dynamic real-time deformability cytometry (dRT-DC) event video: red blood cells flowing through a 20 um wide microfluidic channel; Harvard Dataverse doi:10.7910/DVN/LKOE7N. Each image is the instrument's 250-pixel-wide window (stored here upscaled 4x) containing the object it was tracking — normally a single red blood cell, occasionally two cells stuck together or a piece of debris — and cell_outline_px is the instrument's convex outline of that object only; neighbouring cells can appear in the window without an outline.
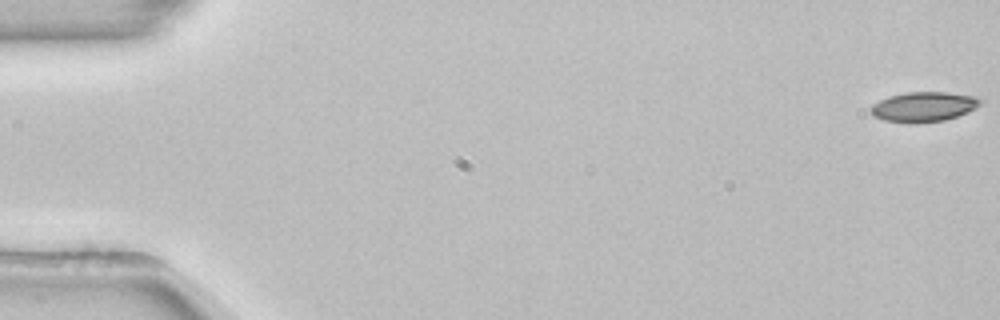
{"species": "common noctule bat (a hibernating species)", "species_latin": "Nyctalus noctula", "temperature_condition": "room temperature", "stored_images_in_passage": 54, "camera_frame_rate_fps": 3000, "um_per_image_px": 0.085, "animal": {"sex": "female", "body_mass_g": 22.7, "forearm_length_mm": 54.2}, "frame": {"image": 1, "passage_image": 1, "time_ms": 0.0, "image_size_px": [1000, 320], "cell_outline_px": [[984, 100], [976, 108], [968, 112], [944, 120], [916, 124], [908, 124], [884, 120], [876, 116], [868, 108], [872, 104], [888, 96], [908, 92], [948, 92], [976, 96]], "centroid_in_image_um": [78.52, 9.08], "position_along_channel_um": 6.5, "area_um2": 19.31}}
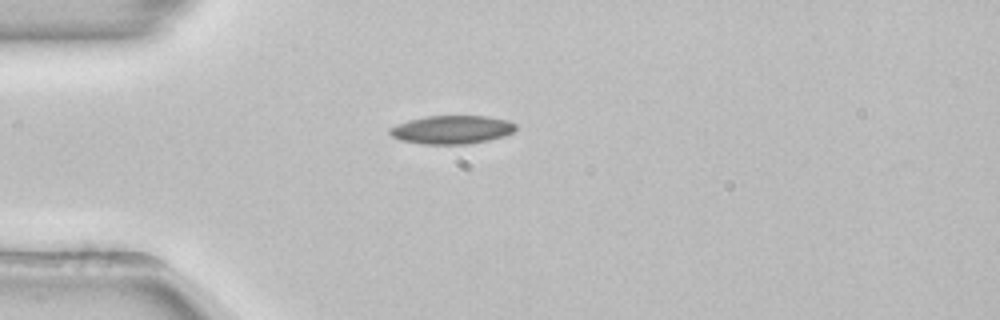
{"frame": {"image": 2, "passage_image": 15, "time_ms": 4.667, "image_size_px": [1000, 320], "cell_outline_px": [[516, 128], [512, 132], [504, 136], [488, 140], [468, 144], [424, 144], [400, 140], [392, 136], [388, 132], [388, 128], [396, 124], [408, 120], [424, 116], [488, 116], [508, 120], [516, 124]], "centroid_in_image_um": [38.38, 11.01], "position_along_channel_um": 46.6, "area_um2": 20.98}}
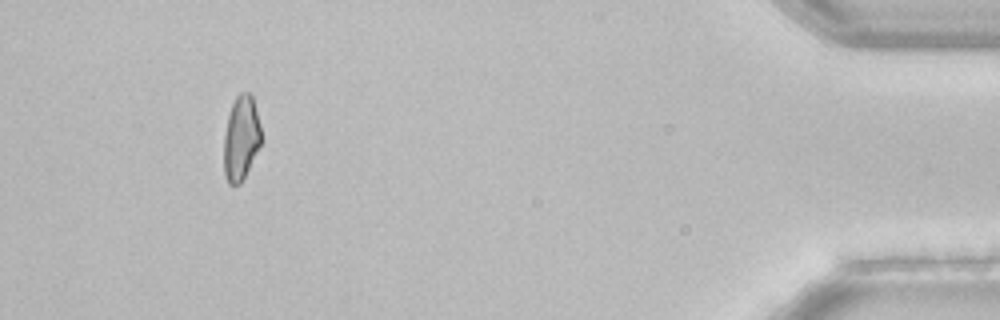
{"frame": {"image": 3, "passage_image": 50, "time_ms": 16.333, "image_size_px": [1000, 320], "cell_outline_px": [[260, 144], [240, 184], [228, 184], [224, 176], [224, 136], [228, 116], [232, 104], [236, 96], [240, 92], [248, 92], [252, 96], [260, 124]], "centroid_in_image_um": [20.46, 11.73], "position_along_channel_um": 414.7, "area_um2": 18.03}, "authors_computed_cell_mechanics": {"area_um2": 19.6231, "velocity_mm_per_s": 3.8873, "shape_relaxation_time_tau1_ms": 9.1707, "shape_relaxation_time_tau2_ms": null, "deformation_change_tau1": 0.1713, "deformation_change_tau2": null}}